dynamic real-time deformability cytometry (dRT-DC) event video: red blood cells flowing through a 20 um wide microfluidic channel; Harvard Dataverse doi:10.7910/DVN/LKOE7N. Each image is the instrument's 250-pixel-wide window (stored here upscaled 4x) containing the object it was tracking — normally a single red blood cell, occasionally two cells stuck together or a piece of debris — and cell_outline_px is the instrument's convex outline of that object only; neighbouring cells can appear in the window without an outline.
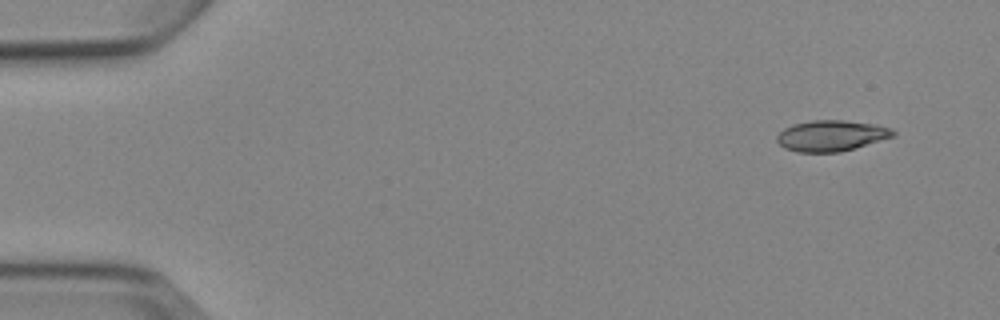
{"species": "Egyptian fruit bat (a non-hibernating species)", "species_latin": "Rousettus aegyptiacus", "temperature_condition": "cold", "stored_images_in_passage": 6, "camera_frame_rate_fps": 3000, "um_per_image_px": 0.085, "animal": {"sex": "female"}, "frame": {"image": 1, "passage_image": 1, "time_ms": 0.0, "image_size_px": [1000, 320], "cell_outline_px": [[896, 136], [840, 152], [796, 152], [784, 148], [776, 140], [776, 136], [784, 128], [792, 124], [812, 120], [844, 120], [876, 124], [892, 128], [896, 132]], "centroid_in_image_um": [70.67, 11.53], "position_along_channel_um": 14.3, "area_um2": 21.1}}
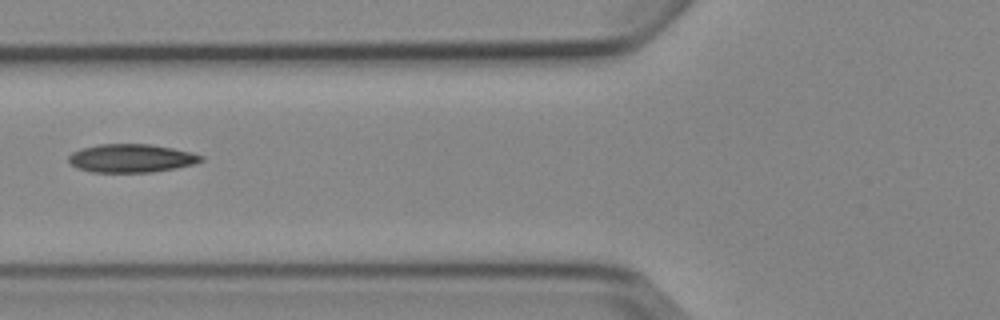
{"frame": {"image": 2, "passage_image": 5, "time_ms": 5.667, "image_size_px": [1000, 320], "cell_outline_px": [[204, 160], [196, 164], [176, 168], [152, 172], [92, 172], [76, 168], [68, 160], [68, 156], [72, 152], [80, 148], [100, 144], [148, 144], [172, 148], [192, 152], [204, 156]], "centroid_in_image_um": [11.17, 13.45], "position_along_channel_um": 114.6, "area_um2": 22.02}}
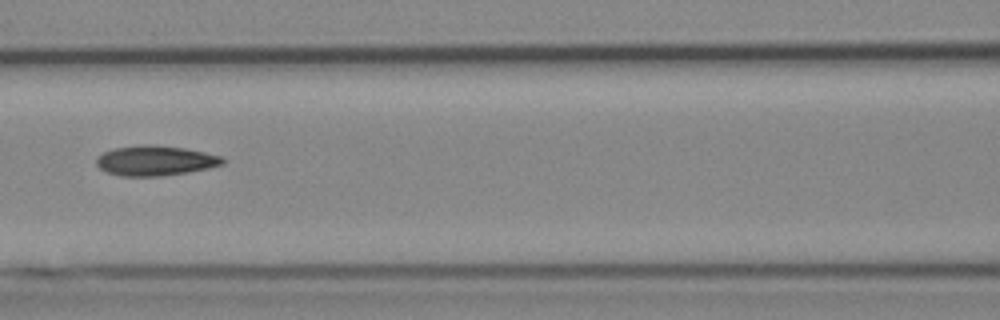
{"frame": {"image": 3, "passage_image": 6, "time_ms": 6.667, "image_size_px": [1000, 320], "cell_outline_px": [[224, 164], [208, 168], [188, 172], [160, 176], [120, 176], [108, 172], [100, 168], [96, 164], [96, 156], [112, 148], [140, 144], [152, 144], [184, 148], [204, 152], [220, 156], [224, 160]], "centroid_in_image_um": [13.16, 13.64], "position_along_channel_um": 153.4, "area_um2": 22.14}}